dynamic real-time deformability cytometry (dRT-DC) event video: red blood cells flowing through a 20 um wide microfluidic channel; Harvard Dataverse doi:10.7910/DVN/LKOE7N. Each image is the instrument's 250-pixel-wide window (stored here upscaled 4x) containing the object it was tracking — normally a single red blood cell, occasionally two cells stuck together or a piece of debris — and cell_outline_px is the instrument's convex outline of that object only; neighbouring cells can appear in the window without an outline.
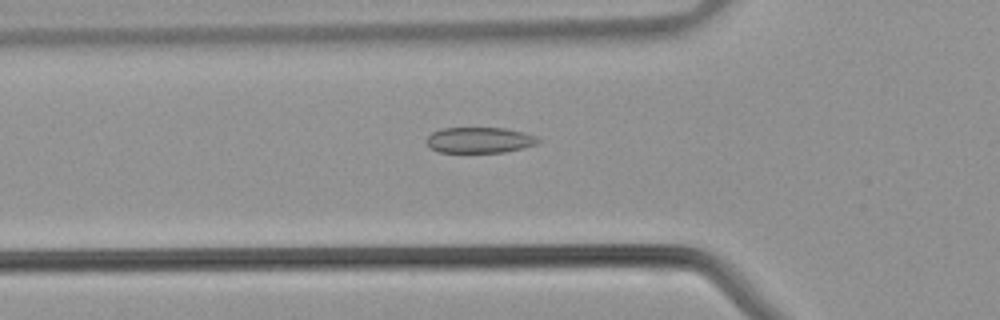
{"species": "common noctule bat (a hibernating species)", "species_latin": "Nyctalus noctula", "temperature_condition": "warm", "stored_images_in_passage": 41, "camera_frame_rate_fps": 3000, "um_per_image_px": 0.085, "animal": {"sex": "male", "body_mass_g": 21.5, "forearm_length_mm": 52.0}, "frame": {"image": 1, "passage_image": 14, "time_ms": 4.333, "image_size_px": [1000, 320], "cell_outline_px": [[540, 140], [536, 144], [504, 152], [440, 152], [432, 148], [428, 144], [428, 136], [432, 132], [440, 128], [504, 128], [524, 132], [536, 136]], "centroid_in_image_um": [40.76, 11.9], "position_along_channel_um": 85.0, "area_um2": 16.53}}
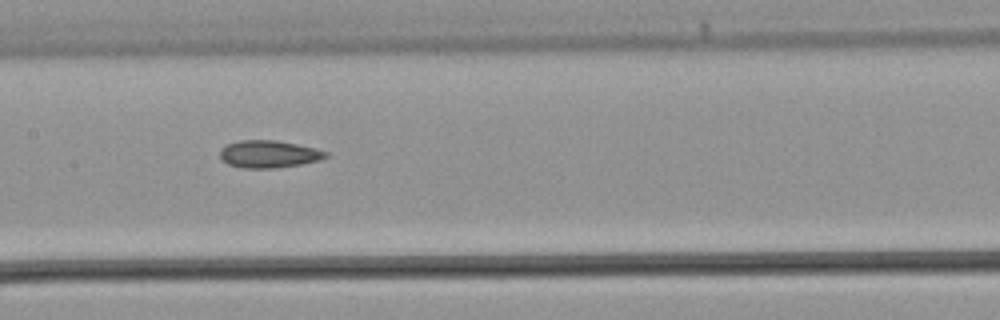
{"frame": {"image": 2, "passage_image": 20, "time_ms": 6.333, "image_size_px": [1000, 320], "cell_outline_px": [[328, 156], [320, 160], [300, 164], [276, 168], [240, 168], [228, 164], [220, 156], [220, 148], [228, 144], [240, 140], [276, 140], [316, 148], [328, 152]], "centroid_in_image_um": [22.85, 13.1], "position_along_channel_um": 184.5, "area_um2": 16.88}}
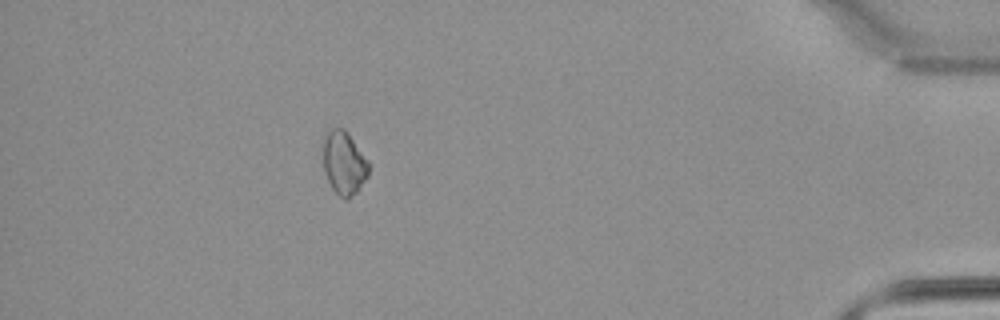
{"frame": {"image": 3, "passage_image": 37, "time_ms": 12.0, "image_size_px": [1000, 320], "cell_outline_px": [[368, 176], [356, 192], [344, 200], [332, 188], [324, 172], [324, 136], [332, 128], [344, 128], [348, 132], [368, 160]], "centroid_in_image_um": [29.24, 13.84], "position_along_channel_um": 406.0, "area_um2": 16.59}}